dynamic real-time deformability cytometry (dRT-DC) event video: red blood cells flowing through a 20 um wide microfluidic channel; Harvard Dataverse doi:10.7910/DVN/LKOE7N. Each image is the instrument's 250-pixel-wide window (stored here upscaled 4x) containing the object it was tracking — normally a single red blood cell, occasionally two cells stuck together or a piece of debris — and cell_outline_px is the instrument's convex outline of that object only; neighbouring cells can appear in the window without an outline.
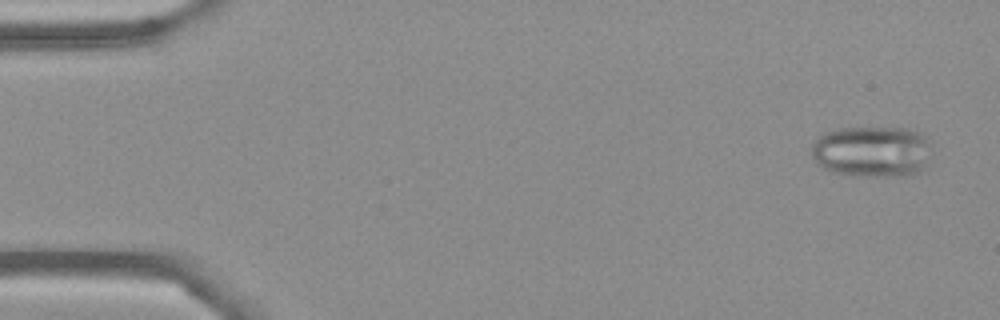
{"species": "Egyptian fruit bat (a non-hibernating species)", "species_latin": "Rousettus aegyptiacus", "temperature_condition": "cold", "stored_images_in_passage": 55, "camera_frame_rate_fps": 3000, "um_per_image_px": 0.085, "frame": {"image": 1, "passage_image": 3, "time_ms": 0.667, "image_size_px": [1000, 320], "cell_outline_px": [[932, 152], [924, 168], [920, 172], [908, 176], [852, 176], [832, 172], [816, 164], [812, 156], [812, 144], [816, 136], [824, 132], [840, 128], [904, 128], [928, 136], [932, 144]], "centroid_in_image_um": [74.14, 12.89], "position_along_channel_um": 10.9, "area_um2": 36.7}}
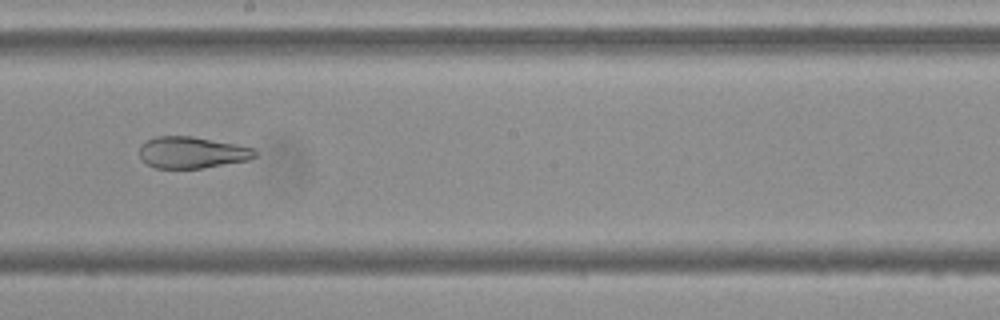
{"frame": {"image": 2, "passage_image": 31, "time_ms": 10.0, "image_size_px": [1000, 320], "cell_outline_px": [[256, 156], [248, 160], [200, 168], [156, 168], [148, 164], [140, 156], [140, 144], [156, 136], [192, 136], [236, 144], [256, 148]], "centroid_in_image_um": [16.33, 12.95], "position_along_channel_um": 231.9, "area_um2": 21.1}}
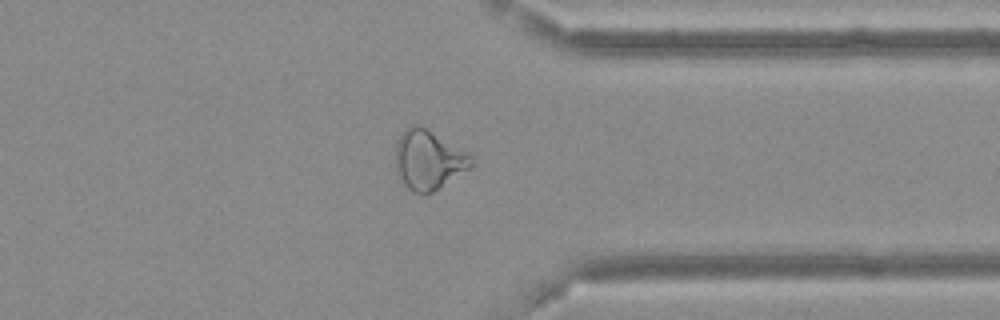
{"frame": {"image": 3, "passage_image": 43, "time_ms": 14.0, "image_size_px": [1000, 320], "cell_outline_px": [[476, 164], [472, 168], [432, 192], [424, 196], [420, 196], [412, 192], [404, 184], [396, 172], [396, 144], [404, 128], [412, 124], [420, 124], [464, 148], [472, 156]], "centroid_in_image_um": [36.47, 13.58], "position_along_channel_um": 374.9, "area_um2": 27.11}, "authors_computed_cell_mechanics": {"area_um2": 28.611, "velocity_mm_per_s": 3.6781, "shape_relaxation_time_tau1_ms": null, "shape_relaxation_time_tau2_ms": 1.8081, "deformation_change_tau1": null, "deformation_change_tau2": 0.0814}}